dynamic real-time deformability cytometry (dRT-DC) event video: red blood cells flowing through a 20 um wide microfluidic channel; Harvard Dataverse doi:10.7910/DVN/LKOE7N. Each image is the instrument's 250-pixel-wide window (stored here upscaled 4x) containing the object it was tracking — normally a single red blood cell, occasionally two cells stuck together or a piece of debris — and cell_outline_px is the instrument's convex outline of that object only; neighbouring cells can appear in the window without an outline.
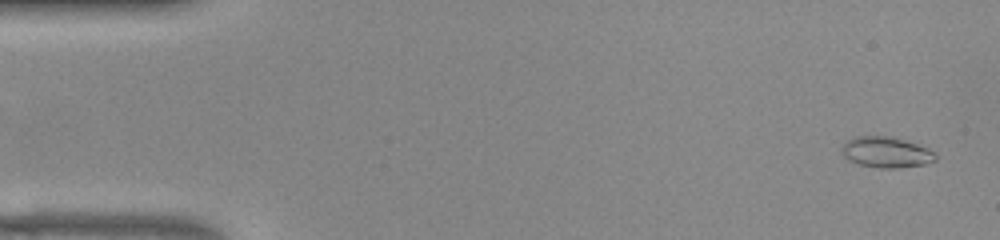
{"species": "common noctule bat (a hibernating species)", "species_latin": "Nyctalus noctula", "temperature_condition": "warm", "stored_images_in_passage": 52, "camera_frame_rate_fps": 3000, "um_per_image_px": 0.085, "animal": {"sex": "female", "body_mass_g": 22.0, "forearm_length_mm": 56.7}, "frame": {"image": 1, "passage_image": 2, "time_ms": 0.333, "image_size_px": [1000, 240], "cell_outline_px": [[936, 160], [924, 164], [900, 168], [880, 168], [860, 164], [848, 160], [840, 152], [840, 148], [852, 136], [892, 136], [928, 148], [936, 152]], "centroid_in_image_um": [75.31, 12.93], "position_along_channel_um": 9.7, "area_um2": 16.94}}
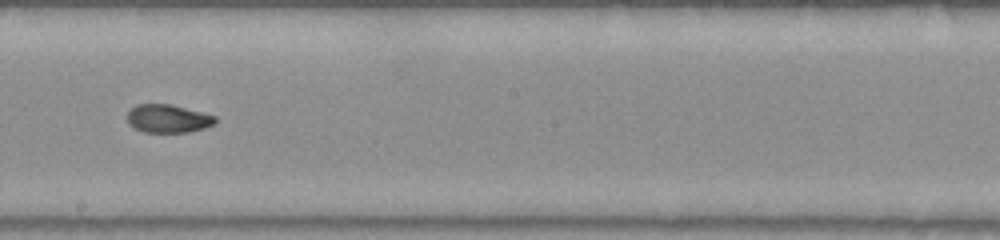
{"frame": {"image": 2, "passage_image": 29, "time_ms": 9.333, "image_size_px": [1000, 240], "cell_outline_px": [[216, 124], [204, 128], [188, 132], [144, 132], [128, 124], [128, 112], [136, 104], [172, 104], [216, 116]], "centroid_in_image_um": [14.3, 10.08], "position_along_channel_um": 233.9, "area_um2": 14.45}}
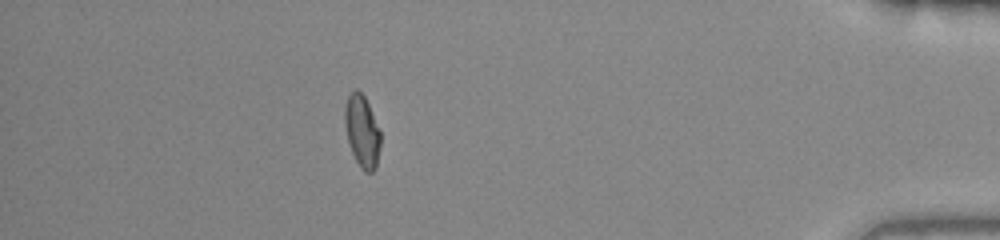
{"frame": {"image": 3, "passage_image": 46, "time_ms": 15.0, "image_size_px": [1000, 240], "cell_outline_px": [[380, 148], [376, 168], [372, 172], [364, 172], [360, 168], [352, 152], [348, 140], [344, 124], [344, 108], [348, 96], [356, 88], [364, 96], [368, 104], [380, 132]], "centroid_in_image_um": [30.77, 11.18], "position_along_channel_um": 404.4, "area_um2": 14.91}, "authors_computed_cell_mechanics": {"area_um2": 15.3459, "velocity_mm_per_s": 3.9174, "shape_relaxation_time_tau1_ms": 5.2321, "shape_relaxation_time_tau2_ms": 1.8962, "deformation_change_tau1": 0.1702, "deformation_change_tau2": 0.0502}}